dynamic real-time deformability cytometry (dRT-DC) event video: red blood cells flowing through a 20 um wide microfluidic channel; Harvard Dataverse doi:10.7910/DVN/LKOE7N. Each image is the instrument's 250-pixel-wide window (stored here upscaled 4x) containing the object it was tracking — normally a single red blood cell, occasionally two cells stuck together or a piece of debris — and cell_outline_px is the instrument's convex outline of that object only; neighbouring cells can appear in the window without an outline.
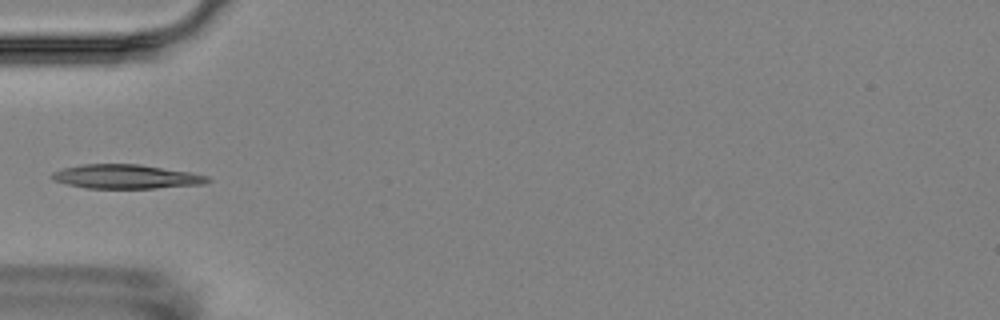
{"species": "Egyptian fruit bat (a non-hibernating species)", "species_latin": "Rousettus aegyptiacus", "temperature_condition": "room temperature", "stored_images_in_passage": 4, "camera_frame_rate_fps": 3000, "um_per_image_px": 0.085, "animal": {"sex": "female"}, "frame": {"image": 1, "passage_image": 4, "time_ms": 4.333, "image_size_px": [1000, 320], "cell_outline_px": [[212, 180], [204, 184], [156, 188], [84, 188], [52, 180], [48, 176], [52, 172], [64, 168], [80, 164], [140, 164], [192, 172], [208, 176]], "centroid_in_image_um": [10.71, 15.01], "position_along_channel_um": 74.3, "area_um2": 22.08}}